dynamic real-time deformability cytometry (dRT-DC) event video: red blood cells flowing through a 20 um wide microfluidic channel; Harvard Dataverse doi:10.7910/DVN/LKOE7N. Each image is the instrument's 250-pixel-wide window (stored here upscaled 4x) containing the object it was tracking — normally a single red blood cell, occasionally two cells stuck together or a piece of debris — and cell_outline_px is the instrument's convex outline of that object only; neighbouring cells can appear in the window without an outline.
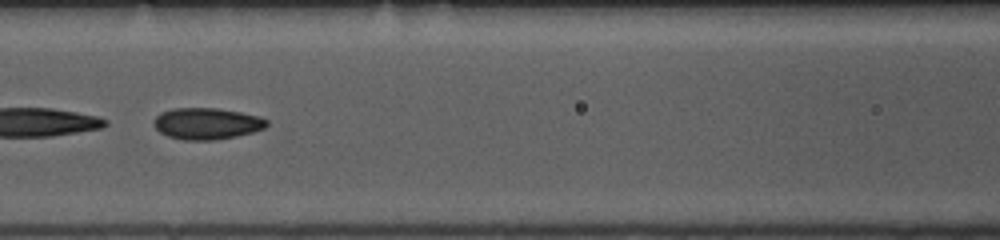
{"species": "common noctule bat (a hibernating species)", "species_latin": "Nyctalus noctula", "temperature_condition": "room temperature", "stored_images_in_passage": 51, "camera_frame_rate_fps": 3000, "um_per_image_px": 0.085, "animal": {"sex": "female", "body_mass_g": 10.0, "forearm_length_mm": 53.1}, "frame": {"image": 1, "passage_image": 22, "time_ms": 7.0, "image_size_px": [1000, 240], "cell_outline_px": [[268, 124], [264, 128], [252, 132], [236, 136], [212, 140], [184, 140], [168, 136], [160, 132], [152, 124], [152, 120], [160, 112], [172, 108], [216, 108], [240, 112], [260, 116], [268, 120]], "centroid_in_image_um": [17.55, 10.49], "position_along_channel_um": 149.1, "area_um2": 20.81}}
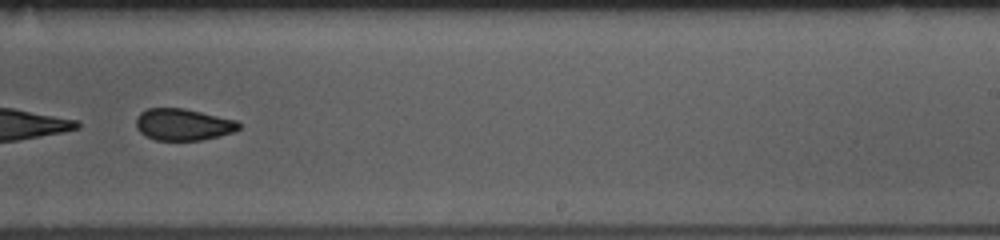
{"frame": {"image": 2, "passage_image": 32, "time_ms": 10.333, "image_size_px": [1000, 240], "cell_outline_px": [[240, 128], [236, 132], [220, 136], [200, 140], [156, 140], [140, 132], [136, 128], [136, 116], [140, 112], [148, 108], [184, 108], [236, 120], [240, 124]], "centroid_in_image_um": [15.57, 10.58], "position_along_channel_um": 273.4, "area_um2": 19.07}, "authors_computed_cell_mechanics": {"area_um2": 21.1548, "velocity_mm_per_s": 3.7462, "shape_relaxation_time_tau1_ms": 5.5509, "shape_relaxation_time_tau2_ms": 3.1907, "deformation_change_tau1": 0.1141, "deformation_change_tau2": 0.0973}}